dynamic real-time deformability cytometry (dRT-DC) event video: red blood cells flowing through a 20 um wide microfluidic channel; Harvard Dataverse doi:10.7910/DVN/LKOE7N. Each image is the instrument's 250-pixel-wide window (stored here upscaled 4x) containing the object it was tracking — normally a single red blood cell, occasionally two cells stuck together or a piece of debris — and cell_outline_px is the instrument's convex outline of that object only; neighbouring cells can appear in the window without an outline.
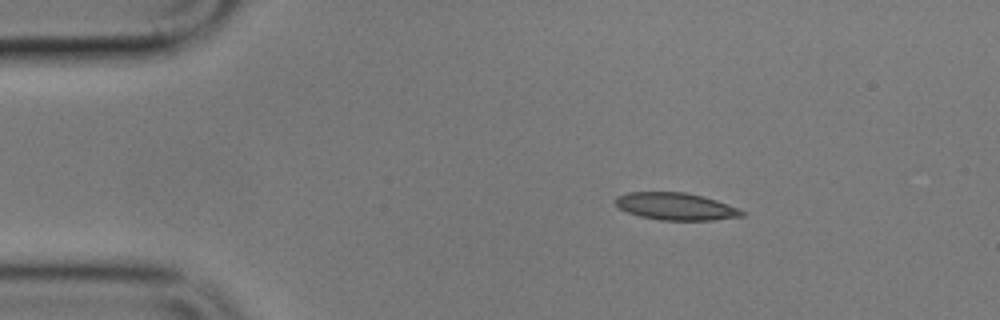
{"species": "common noctule bat (a hibernating species)", "species_latin": "Nyctalus noctula", "temperature_condition": "cold", "stored_images_in_passage": 3, "camera_frame_rate_fps": 3000, "um_per_image_px": 0.085, "animal": {"sex": "male", "body_mass_g": 17.9}, "frame": {"image": 1, "passage_image": 1, "time_ms": 0.0, "image_size_px": [1000, 320], "cell_outline_px": [[744, 216], [712, 220], [660, 220], [640, 216], [628, 212], [620, 208], [612, 200], [616, 196], [628, 192], [684, 192], [716, 200], [740, 208], [744, 212]], "centroid_in_image_um": [57.42, 17.54], "position_along_channel_um": 27.6, "area_um2": 20.06}}